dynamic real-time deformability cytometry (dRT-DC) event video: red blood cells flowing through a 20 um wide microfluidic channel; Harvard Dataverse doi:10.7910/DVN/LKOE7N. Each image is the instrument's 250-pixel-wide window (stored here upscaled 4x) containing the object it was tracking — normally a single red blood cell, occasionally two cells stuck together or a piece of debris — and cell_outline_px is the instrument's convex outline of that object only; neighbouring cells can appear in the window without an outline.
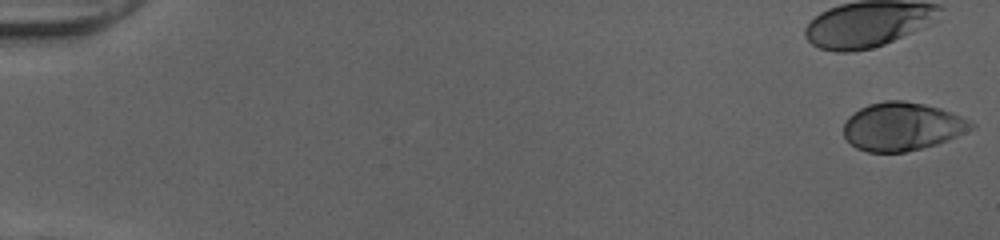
{"species": "human", "species_latin": "Homo sapiens", "temperature_condition": "cold", "stored_images_in_passage": 51, "camera_frame_rate_fps": 3000, "um_per_image_px": 0.085, "donor": {"sex": "female"}, "frame": {"image": 1, "passage_image": 1, "time_ms": 0.0, "image_size_px": [1000, 240], "cell_outline_px": [[976, 124], [972, 128], [956, 136], [936, 144], [904, 152], [868, 152], [856, 148], [844, 136], [844, 124], [848, 116], [860, 108], [868, 104], [884, 100], [904, 100], [924, 104], [940, 108], [960, 116]], "centroid_in_image_um": [76.65, 10.74], "position_along_channel_um": 8.4, "area_um2": 35.6}}